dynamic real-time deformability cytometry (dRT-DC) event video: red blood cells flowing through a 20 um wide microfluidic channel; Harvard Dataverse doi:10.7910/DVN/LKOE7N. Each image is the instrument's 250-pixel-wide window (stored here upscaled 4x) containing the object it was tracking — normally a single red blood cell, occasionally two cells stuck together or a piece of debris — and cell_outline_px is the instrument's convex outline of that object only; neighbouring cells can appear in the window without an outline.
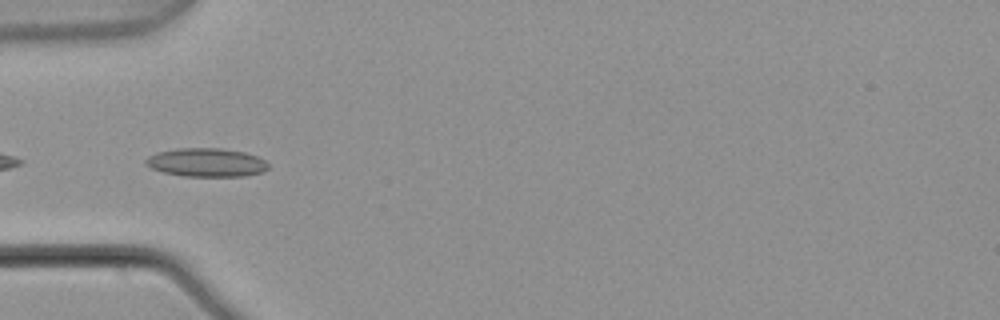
{"species": "common noctule bat (a hibernating species)", "species_latin": "Nyctalus noctula", "temperature_condition": "warm", "stored_images_in_passage": 6, "camera_frame_rate_fps": 3000, "um_per_image_px": 0.085, "animal": {"sex": "male", "body_mass_g": 21.5, "forearm_length_mm": 52.0}, "frame": {"image": 1, "passage_image": 4, "time_ms": 1.0, "image_size_px": [1000, 320], "cell_outline_px": [[268, 168], [264, 172], [244, 176], [184, 176], [164, 172], [152, 168], [144, 164], [144, 160], [148, 156], [156, 152], [176, 148], [220, 148], [244, 152], [256, 156], [264, 160], [268, 164]], "centroid_in_image_um": [17.52, 13.8], "position_along_channel_um": 67.5, "area_um2": 20.46}}
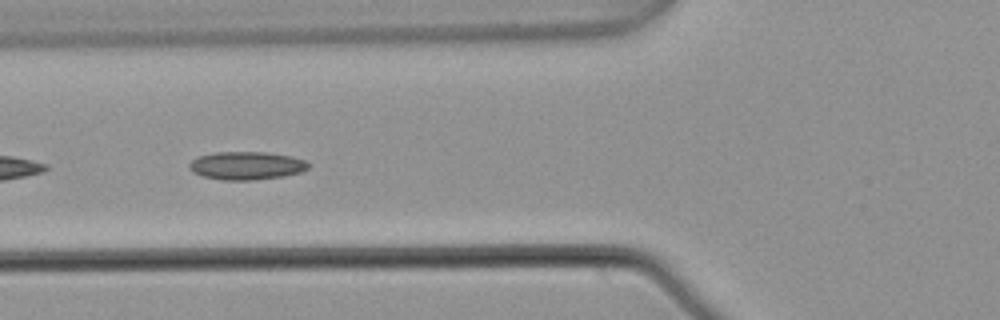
{"frame": {"image": 2, "passage_image": 5, "time_ms": 1.333, "image_size_px": [1000, 320], "cell_outline_px": [[308, 168], [300, 172], [284, 176], [252, 180], [224, 180], [204, 176], [192, 172], [188, 168], [188, 164], [196, 156], [216, 152], [268, 152], [292, 156], [304, 160], [308, 164]], "centroid_in_image_um": [20.92, 14.07], "position_along_channel_um": 104.9, "area_um2": 19.54}}
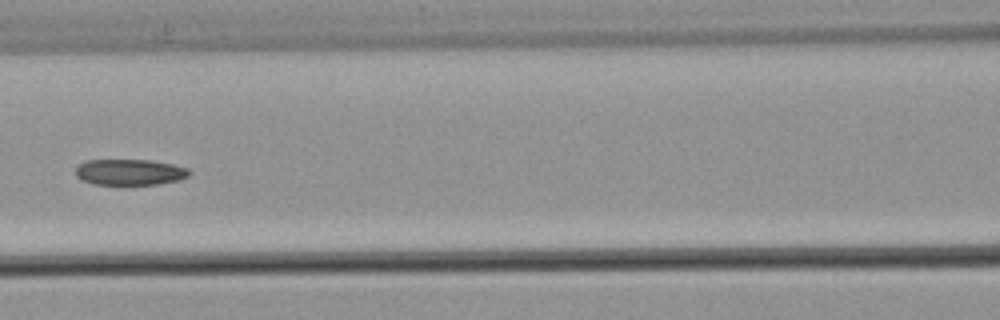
{"frame": {"image": 3, "passage_image": 6, "time_ms": 1.667, "image_size_px": [1000, 320], "cell_outline_px": [[192, 172], [188, 176], [180, 180], [156, 184], [92, 184], [76, 176], [76, 168], [84, 160], [148, 160], [172, 164], [188, 168]], "centroid_in_image_um": [11.05, 14.62], "position_along_channel_um": 155.6, "area_um2": 17.11}}